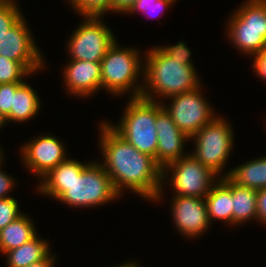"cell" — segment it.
<instances>
[{
	"instance_id": "1",
	"label": "cell",
	"mask_w": 266,
	"mask_h": 267,
	"mask_svg": "<svg viewBox=\"0 0 266 267\" xmlns=\"http://www.w3.org/2000/svg\"><path fill=\"white\" fill-rule=\"evenodd\" d=\"M100 125V149L105 159L102 165L117 193L121 196L128 188L143 198L158 201L163 195L162 168L153 157L128 143L111 123Z\"/></svg>"
},
{
	"instance_id": "2",
	"label": "cell",
	"mask_w": 266,
	"mask_h": 267,
	"mask_svg": "<svg viewBox=\"0 0 266 267\" xmlns=\"http://www.w3.org/2000/svg\"><path fill=\"white\" fill-rule=\"evenodd\" d=\"M145 58L143 98L153 100V94L170 98L201 86L193 65L171 58L160 46L149 50Z\"/></svg>"
},
{
	"instance_id": "3",
	"label": "cell",
	"mask_w": 266,
	"mask_h": 267,
	"mask_svg": "<svg viewBox=\"0 0 266 267\" xmlns=\"http://www.w3.org/2000/svg\"><path fill=\"white\" fill-rule=\"evenodd\" d=\"M156 100L131 97L119 125L111 127L141 153L153 157L156 162L157 129Z\"/></svg>"
},
{
	"instance_id": "4",
	"label": "cell",
	"mask_w": 266,
	"mask_h": 267,
	"mask_svg": "<svg viewBox=\"0 0 266 267\" xmlns=\"http://www.w3.org/2000/svg\"><path fill=\"white\" fill-rule=\"evenodd\" d=\"M139 55L138 50L120 48L115 41L100 62L102 88L113 95L125 94L131 89L133 96L130 97H140L143 85H138L137 77L144 70V63Z\"/></svg>"
},
{
	"instance_id": "5",
	"label": "cell",
	"mask_w": 266,
	"mask_h": 267,
	"mask_svg": "<svg viewBox=\"0 0 266 267\" xmlns=\"http://www.w3.org/2000/svg\"><path fill=\"white\" fill-rule=\"evenodd\" d=\"M228 36L235 47L256 55L266 47V0H248L228 21Z\"/></svg>"
},
{
	"instance_id": "6",
	"label": "cell",
	"mask_w": 266,
	"mask_h": 267,
	"mask_svg": "<svg viewBox=\"0 0 266 267\" xmlns=\"http://www.w3.org/2000/svg\"><path fill=\"white\" fill-rule=\"evenodd\" d=\"M102 163L90 162L58 199L72 207H95L119 198Z\"/></svg>"
},
{
	"instance_id": "7",
	"label": "cell",
	"mask_w": 266,
	"mask_h": 267,
	"mask_svg": "<svg viewBox=\"0 0 266 267\" xmlns=\"http://www.w3.org/2000/svg\"><path fill=\"white\" fill-rule=\"evenodd\" d=\"M233 136L228 122L216 116L190 138L196 144L191 154L219 176L233 147Z\"/></svg>"
},
{
	"instance_id": "8",
	"label": "cell",
	"mask_w": 266,
	"mask_h": 267,
	"mask_svg": "<svg viewBox=\"0 0 266 267\" xmlns=\"http://www.w3.org/2000/svg\"><path fill=\"white\" fill-rule=\"evenodd\" d=\"M168 170L172 171L170 182L176 193L174 196L205 198L211 191L214 180L221 177H217L192 154L167 164L162 169V182H166Z\"/></svg>"
},
{
	"instance_id": "9",
	"label": "cell",
	"mask_w": 266,
	"mask_h": 267,
	"mask_svg": "<svg viewBox=\"0 0 266 267\" xmlns=\"http://www.w3.org/2000/svg\"><path fill=\"white\" fill-rule=\"evenodd\" d=\"M83 18L84 23L74 31L67 44L70 58L100 63L117 40L112 31L102 23L101 17L85 16Z\"/></svg>"
},
{
	"instance_id": "10",
	"label": "cell",
	"mask_w": 266,
	"mask_h": 267,
	"mask_svg": "<svg viewBox=\"0 0 266 267\" xmlns=\"http://www.w3.org/2000/svg\"><path fill=\"white\" fill-rule=\"evenodd\" d=\"M200 89L199 86L194 90L170 97L172 102L168 107L163 104L176 126L189 138L216 117Z\"/></svg>"
},
{
	"instance_id": "11",
	"label": "cell",
	"mask_w": 266,
	"mask_h": 267,
	"mask_svg": "<svg viewBox=\"0 0 266 267\" xmlns=\"http://www.w3.org/2000/svg\"><path fill=\"white\" fill-rule=\"evenodd\" d=\"M28 25L22 17L4 36L0 39V56H5L22 64L31 74L42 70L43 56L40 49L34 43Z\"/></svg>"
},
{
	"instance_id": "12",
	"label": "cell",
	"mask_w": 266,
	"mask_h": 267,
	"mask_svg": "<svg viewBox=\"0 0 266 267\" xmlns=\"http://www.w3.org/2000/svg\"><path fill=\"white\" fill-rule=\"evenodd\" d=\"M26 168L37 174V177L46 175L51 169L66 160V152L59 139L53 136H40L31 139L20 151Z\"/></svg>"
},
{
	"instance_id": "13",
	"label": "cell",
	"mask_w": 266,
	"mask_h": 267,
	"mask_svg": "<svg viewBox=\"0 0 266 267\" xmlns=\"http://www.w3.org/2000/svg\"><path fill=\"white\" fill-rule=\"evenodd\" d=\"M157 151L156 163L163 169L167 164L180 159L183 155L185 141L190 138L173 122L162 103L156 102Z\"/></svg>"
},
{
	"instance_id": "14",
	"label": "cell",
	"mask_w": 266,
	"mask_h": 267,
	"mask_svg": "<svg viewBox=\"0 0 266 267\" xmlns=\"http://www.w3.org/2000/svg\"><path fill=\"white\" fill-rule=\"evenodd\" d=\"M173 197V222L179 232L189 238L203 234L210 225L205 198Z\"/></svg>"
},
{
	"instance_id": "15",
	"label": "cell",
	"mask_w": 266,
	"mask_h": 267,
	"mask_svg": "<svg viewBox=\"0 0 266 267\" xmlns=\"http://www.w3.org/2000/svg\"><path fill=\"white\" fill-rule=\"evenodd\" d=\"M63 73L64 84L73 95L88 97L102 88L101 64L98 62L70 60Z\"/></svg>"
},
{
	"instance_id": "16",
	"label": "cell",
	"mask_w": 266,
	"mask_h": 267,
	"mask_svg": "<svg viewBox=\"0 0 266 267\" xmlns=\"http://www.w3.org/2000/svg\"><path fill=\"white\" fill-rule=\"evenodd\" d=\"M88 164L66 159L42 177L43 181L40 182L38 191L58 200L67 191L74 177L78 176Z\"/></svg>"
},
{
	"instance_id": "17",
	"label": "cell",
	"mask_w": 266,
	"mask_h": 267,
	"mask_svg": "<svg viewBox=\"0 0 266 267\" xmlns=\"http://www.w3.org/2000/svg\"><path fill=\"white\" fill-rule=\"evenodd\" d=\"M220 180L233 195V225L253 220V218L257 220V190L239 186L228 177L223 176Z\"/></svg>"
},
{
	"instance_id": "18",
	"label": "cell",
	"mask_w": 266,
	"mask_h": 267,
	"mask_svg": "<svg viewBox=\"0 0 266 267\" xmlns=\"http://www.w3.org/2000/svg\"><path fill=\"white\" fill-rule=\"evenodd\" d=\"M39 96L23 82L14 92L10 113L5 117L7 122H23L33 118L40 109Z\"/></svg>"
},
{
	"instance_id": "19",
	"label": "cell",
	"mask_w": 266,
	"mask_h": 267,
	"mask_svg": "<svg viewBox=\"0 0 266 267\" xmlns=\"http://www.w3.org/2000/svg\"><path fill=\"white\" fill-rule=\"evenodd\" d=\"M224 177L242 187L255 190L266 188V156L246 162L227 172Z\"/></svg>"
},
{
	"instance_id": "20",
	"label": "cell",
	"mask_w": 266,
	"mask_h": 267,
	"mask_svg": "<svg viewBox=\"0 0 266 267\" xmlns=\"http://www.w3.org/2000/svg\"><path fill=\"white\" fill-rule=\"evenodd\" d=\"M209 194L205 197L210 222L223 220L233 226V195L231 190L219 179L216 180Z\"/></svg>"
},
{
	"instance_id": "21",
	"label": "cell",
	"mask_w": 266,
	"mask_h": 267,
	"mask_svg": "<svg viewBox=\"0 0 266 267\" xmlns=\"http://www.w3.org/2000/svg\"><path fill=\"white\" fill-rule=\"evenodd\" d=\"M36 229L32 220L23 214L0 230V252L22 246L36 236Z\"/></svg>"
},
{
	"instance_id": "22",
	"label": "cell",
	"mask_w": 266,
	"mask_h": 267,
	"mask_svg": "<svg viewBox=\"0 0 266 267\" xmlns=\"http://www.w3.org/2000/svg\"><path fill=\"white\" fill-rule=\"evenodd\" d=\"M48 241L37 235L22 246L7 251L8 267H27L30 264L44 260L49 254Z\"/></svg>"
},
{
	"instance_id": "23",
	"label": "cell",
	"mask_w": 266,
	"mask_h": 267,
	"mask_svg": "<svg viewBox=\"0 0 266 267\" xmlns=\"http://www.w3.org/2000/svg\"><path fill=\"white\" fill-rule=\"evenodd\" d=\"M31 73L19 62L0 56V84L23 83V78Z\"/></svg>"
},
{
	"instance_id": "24",
	"label": "cell",
	"mask_w": 266,
	"mask_h": 267,
	"mask_svg": "<svg viewBox=\"0 0 266 267\" xmlns=\"http://www.w3.org/2000/svg\"><path fill=\"white\" fill-rule=\"evenodd\" d=\"M81 16L103 17L105 12H112V0H69Z\"/></svg>"
},
{
	"instance_id": "25",
	"label": "cell",
	"mask_w": 266,
	"mask_h": 267,
	"mask_svg": "<svg viewBox=\"0 0 266 267\" xmlns=\"http://www.w3.org/2000/svg\"><path fill=\"white\" fill-rule=\"evenodd\" d=\"M23 17L14 0L0 4V39Z\"/></svg>"
},
{
	"instance_id": "26",
	"label": "cell",
	"mask_w": 266,
	"mask_h": 267,
	"mask_svg": "<svg viewBox=\"0 0 266 267\" xmlns=\"http://www.w3.org/2000/svg\"><path fill=\"white\" fill-rule=\"evenodd\" d=\"M18 206L17 200L11 196L0 199V230L22 215Z\"/></svg>"
},
{
	"instance_id": "27",
	"label": "cell",
	"mask_w": 266,
	"mask_h": 267,
	"mask_svg": "<svg viewBox=\"0 0 266 267\" xmlns=\"http://www.w3.org/2000/svg\"><path fill=\"white\" fill-rule=\"evenodd\" d=\"M176 0H137L127 13H133L138 11L148 14L149 10L158 11L159 13L165 8L174 4ZM153 16V15H152Z\"/></svg>"
},
{
	"instance_id": "28",
	"label": "cell",
	"mask_w": 266,
	"mask_h": 267,
	"mask_svg": "<svg viewBox=\"0 0 266 267\" xmlns=\"http://www.w3.org/2000/svg\"><path fill=\"white\" fill-rule=\"evenodd\" d=\"M22 83L0 84V114L6 117L11 110L13 94Z\"/></svg>"
},
{
	"instance_id": "29",
	"label": "cell",
	"mask_w": 266,
	"mask_h": 267,
	"mask_svg": "<svg viewBox=\"0 0 266 267\" xmlns=\"http://www.w3.org/2000/svg\"><path fill=\"white\" fill-rule=\"evenodd\" d=\"M161 48L173 59L179 61H184L186 65H193L190 61V56L192 55L190 49L186 46L184 42H179L171 46H161Z\"/></svg>"
},
{
	"instance_id": "30",
	"label": "cell",
	"mask_w": 266,
	"mask_h": 267,
	"mask_svg": "<svg viewBox=\"0 0 266 267\" xmlns=\"http://www.w3.org/2000/svg\"><path fill=\"white\" fill-rule=\"evenodd\" d=\"M2 154L3 153H0V166L4 157ZM14 184L12 177L0 169V199L9 197L7 194L11 191L10 189L14 187Z\"/></svg>"
},
{
	"instance_id": "31",
	"label": "cell",
	"mask_w": 266,
	"mask_h": 267,
	"mask_svg": "<svg viewBox=\"0 0 266 267\" xmlns=\"http://www.w3.org/2000/svg\"><path fill=\"white\" fill-rule=\"evenodd\" d=\"M254 57L253 68L261 79L266 81V47Z\"/></svg>"
},
{
	"instance_id": "32",
	"label": "cell",
	"mask_w": 266,
	"mask_h": 267,
	"mask_svg": "<svg viewBox=\"0 0 266 267\" xmlns=\"http://www.w3.org/2000/svg\"><path fill=\"white\" fill-rule=\"evenodd\" d=\"M266 224V188L257 190V221Z\"/></svg>"
},
{
	"instance_id": "33",
	"label": "cell",
	"mask_w": 266,
	"mask_h": 267,
	"mask_svg": "<svg viewBox=\"0 0 266 267\" xmlns=\"http://www.w3.org/2000/svg\"><path fill=\"white\" fill-rule=\"evenodd\" d=\"M136 1L137 0H112V11L127 14Z\"/></svg>"
},
{
	"instance_id": "34",
	"label": "cell",
	"mask_w": 266,
	"mask_h": 267,
	"mask_svg": "<svg viewBox=\"0 0 266 267\" xmlns=\"http://www.w3.org/2000/svg\"><path fill=\"white\" fill-rule=\"evenodd\" d=\"M56 256H52L51 253L44 259L39 262L30 264L27 267H54V260Z\"/></svg>"
},
{
	"instance_id": "35",
	"label": "cell",
	"mask_w": 266,
	"mask_h": 267,
	"mask_svg": "<svg viewBox=\"0 0 266 267\" xmlns=\"http://www.w3.org/2000/svg\"><path fill=\"white\" fill-rule=\"evenodd\" d=\"M118 267H139V264L137 265V263L135 262H127V263H125V264H121L120 266H118Z\"/></svg>"
},
{
	"instance_id": "36",
	"label": "cell",
	"mask_w": 266,
	"mask_h": 267,
	"mask_svg": "<svg viewBox=\"0 0 266 267\" xmlns=\"http://www.w3.org/2000/svg\"><path fill=\"white\" fill-rule=\"evenodd\" d=\"M6 122V118L2 114H0V129L1 127H3V125H5Z\"/></svg>"
},
{
	"instance_id": "37",
	"label": "cell",
	"mask_w": 266,
	"mask_h": 267,
	"mask_svg": "<svg viewBox=\"0 0 266 267\" xmlns=\"http://www.w3.org/2000/svg\"><path fill=\"white\" fill-rule=\"evenodd\" d=\"M7 0H0V4H2V3H4V2H6Z\"/></svg>"
}]
</instances>
